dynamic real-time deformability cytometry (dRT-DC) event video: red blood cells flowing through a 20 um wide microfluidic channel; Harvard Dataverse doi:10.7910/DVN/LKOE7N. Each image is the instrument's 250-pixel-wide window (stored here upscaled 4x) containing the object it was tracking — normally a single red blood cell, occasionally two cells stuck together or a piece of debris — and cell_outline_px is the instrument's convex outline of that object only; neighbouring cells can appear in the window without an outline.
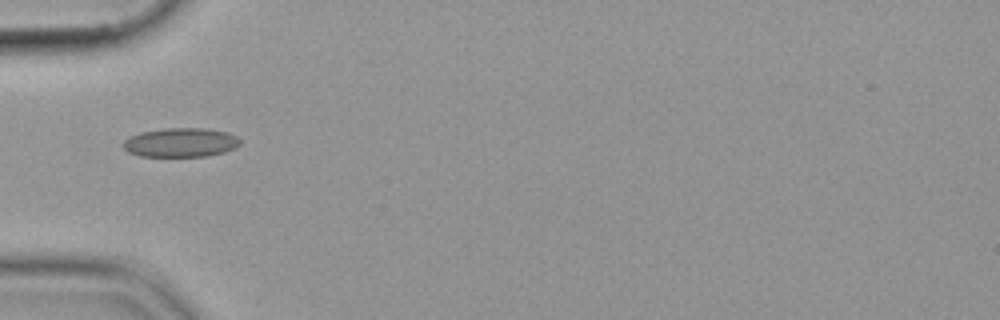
{"species": "common noctule bat (a hibernating species)", "species_latin": "Nyctalus noctula", "temperature_condition": "cold", "stored_images_in_passage": 37, "camera_frame_rate_fps": 3000, "um_per_image_px": 0.085, "animal": {"sex": "female", "body_mass_g": 19.9}, "frame": {"image": 1, "passage_image": 1, "time_ms": 0.0, "image_size_px": [1000, 320], "cell_outline_px": [[240, 144], [224, 152], [208, 156], [140, 156], [128, 152], [120, 144], [128, 136], [140, 132], [164, 128], [204, 128], [224, 132], [236, 136], [240, 140]], "centroid_in_image_um": [15.29, 12.11], "position_along_channel_um": 69.7, "area_um2": 19.83}}
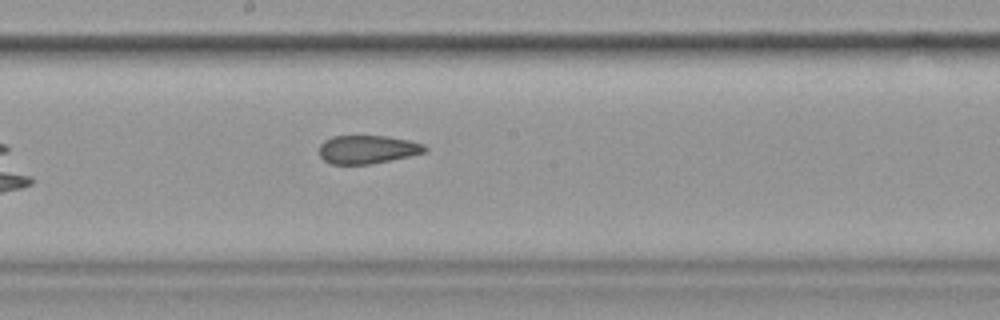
{"frame": {"image": 2, "passage_image": 13, "time_ms": 4.0, "image_size_px": [1000, 320], "cell_outline_px": [[428, 148], [424, 152], [408, 156], [372, 164], [332, 164], [324, 160], [320, 156], [320, 144], [324, 140], [332, 136], [388, 136], [408, 140], [424, 144]], "centroid_in_image_um": [31.22, 12.7], "position_along_channel_um": 217.0, "area_um2": 17.4}}
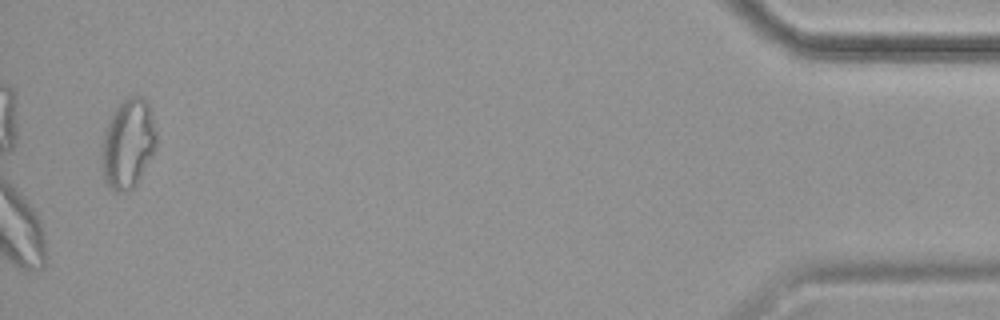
{"frame": {"image": 3, "passage_image": 36, "time_ms": 11.667, "image_size_px": [1000, 320], "cell_outline_px": [[156, 148], [136, 184], [128, 192], [116, 192], [104, 180], [100, 156], [100, 152], [104, 132], [108, 120], [112, 112], [128, 96], [140, 96], [148, 104], [152, 116], [156, 132]], "centroid_in_image_um": [10.85, 12.23], "position_along_channel_um": 424.3, "area_um2": 28.5}}